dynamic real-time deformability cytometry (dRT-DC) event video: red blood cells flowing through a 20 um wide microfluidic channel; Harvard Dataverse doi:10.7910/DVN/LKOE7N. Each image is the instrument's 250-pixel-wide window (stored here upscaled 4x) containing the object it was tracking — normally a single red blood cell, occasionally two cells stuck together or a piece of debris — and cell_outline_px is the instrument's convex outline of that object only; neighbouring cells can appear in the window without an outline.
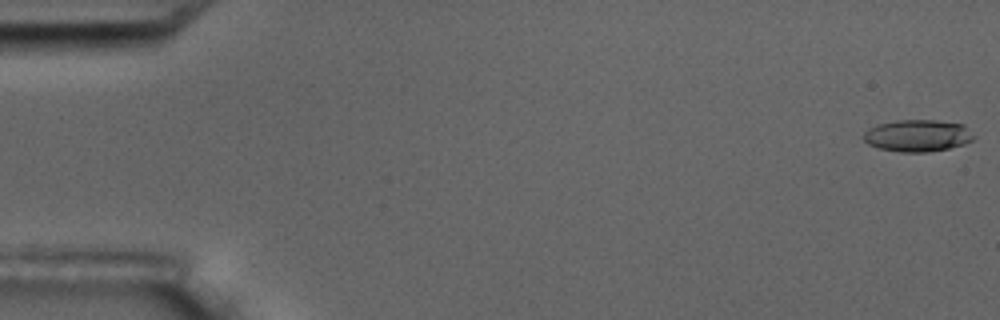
{"species": "common noctule bat (a hibernating species)", "species_latin": "Nyctalus noctula", "temperature_condition": "room temperature", "stored_images_in_passage": 5, "camera_frame_rate_fps": 3000, "um_per_image_px": 0.085, "animal": {"sex": "male", "body_mass_g": 17.5, "forearm_length_mm": 52.3}, "frame": {"image": 1, "passage_image": 1, "time_ms": 0.0, "image_size_px": [1000, 320], "cell_outline_px": [[976, 136], [972, 140], [964, 144], [948, 148], [928, 152], [900, 152], [876, 148], [868, 144], [864, 140], [864, 132], [868, 128], [876, 124], [896, 120], [936, 120], [964, 124]], "centroid_in_image_um": [77.99, 11.52], "position_along_channel_um": 7.0, "area_um2": 20.75}}
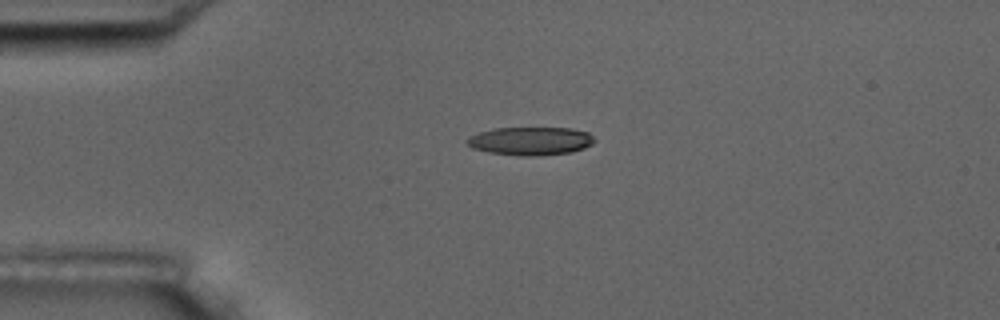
{"frame": {"image": 2, "passage_image": 4, "time_ms": 4.333, "image_size_px": [1000, 320], "cell_outline_px": [[596, 140], [592, 144], [584, 148], [572, 152], [528, 156], [520, 156], [488, 152], [472, 148], [464, 140], [468, 136], [492, 128], [572, 128], [588, 132]], "centroid_in_image_um": [45.07, 11.98], "position_along_channel_um": 39.9, "area_um2": 21.04}}